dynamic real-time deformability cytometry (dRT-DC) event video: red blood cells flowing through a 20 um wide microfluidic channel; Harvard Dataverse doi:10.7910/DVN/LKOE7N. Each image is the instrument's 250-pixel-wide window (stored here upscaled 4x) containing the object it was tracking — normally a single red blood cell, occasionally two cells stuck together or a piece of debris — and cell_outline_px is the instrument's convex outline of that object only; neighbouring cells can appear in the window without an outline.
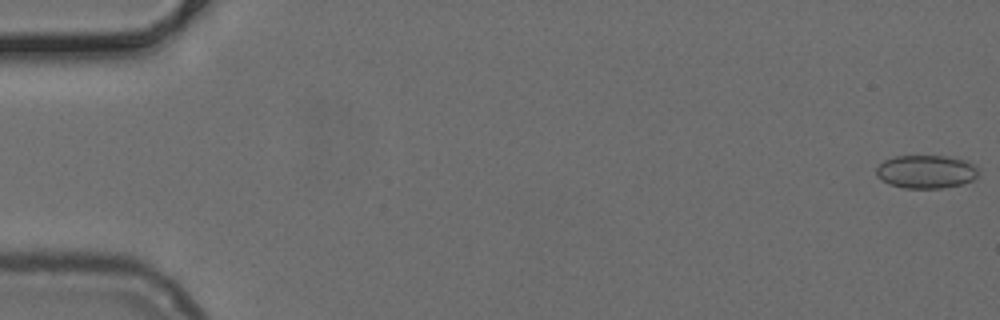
{"species": "common noctule bat (a hibernating species)", "species_latin": "Nyctalus noctula", "temperature_condition": "cold", "stored_images_in_passage": 44, "camera_frame_rate_fps": 3000, "um_per_image_px": 0.085, "animal": {"sex": "female", "body_mass_g": 24.6, "forearm_length_mm": 56.2}, "frame": {"image": 1, "passage_image": 1, "time_ms": 0.0, "image_size_px": [1000, 320], "cell_outline_px": [[980, 168], [976, 176], [972, 180], [960, 184], [940, 188], [904, 188], [888, 184], [880, 180], [876, 176], [876, 168], [884, 160], [892, 156], [948, 156], [968, 160], [976, 164]], "centroid_in_image_um": [78.72, 14.58], "position_along_channel_um": 6.3, "area_um2": 20.11}}
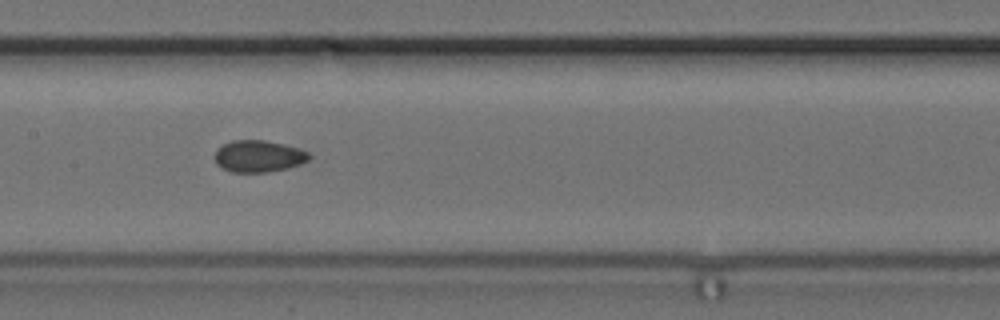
{"frame": {"image": 2, "passage_image": 26, "time_ms": 8.333, "image_size_px": [1000, 320], "cell_outline_px": [[312, 156], [308, 160], [300, 164], [288, 168], [268, 172], [232, 172], [220, 168], [216, 164], [216, 148], [232, 140], [264, 140], [284, 144], [308, 152]], "centroid_in_image_um": [21.96, 13.28], "position_along_channel_um": 185.4, "area_um2": 17.51}}
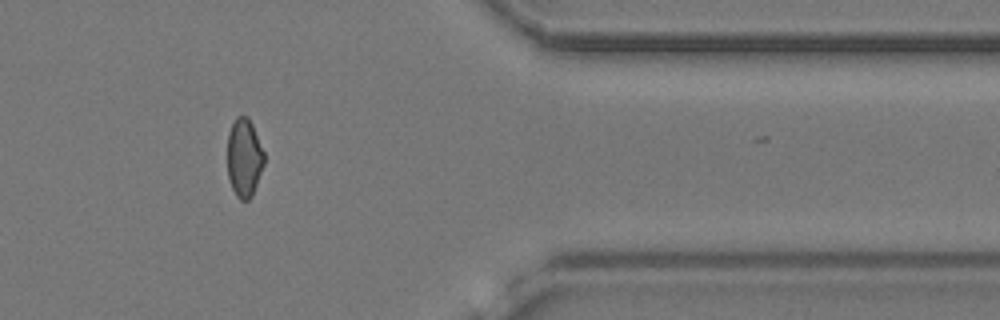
{"frame": {"image": 3, "passage_image": 43, "time_ms": 14.0, "image_size_px": [1000, 320], "cell_outline_px": [[264, 164], [252, 196], [248, 200], [240, 200], [236, 196], [232, 188], [228, 176], [228, 132], [236, 116], [248, 116], [252, 124], [264, 152]], "centroid_in_image_um": [20.75, 13.41], "position_along_channel_um": 390.6, "area_um2": 16.76}}